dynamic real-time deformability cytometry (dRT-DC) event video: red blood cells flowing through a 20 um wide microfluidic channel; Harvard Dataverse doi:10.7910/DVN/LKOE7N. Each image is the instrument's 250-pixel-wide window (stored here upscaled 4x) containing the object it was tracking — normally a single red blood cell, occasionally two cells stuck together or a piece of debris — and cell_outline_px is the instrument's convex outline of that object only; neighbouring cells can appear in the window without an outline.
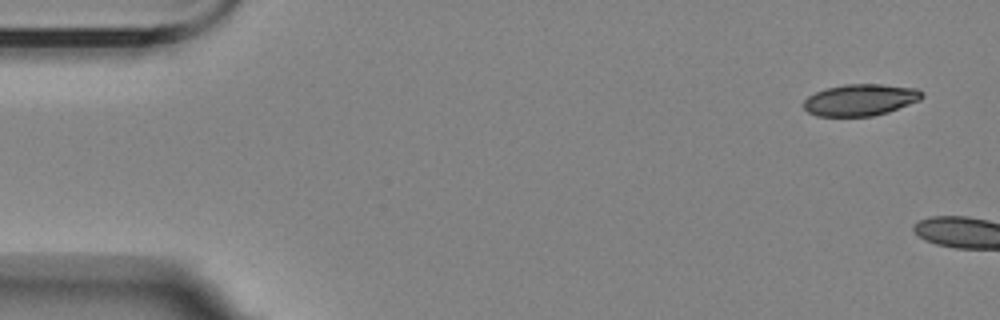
{"species": "Egyptian fruit bat (a non-hibernating species)", "species_latin": "Rousettus aegyptiacus", "temperature_condition": "room temperature", "stored_images_in_passage": 3, "camera_frame_rate_fps": 3000, "um_per_image_px": 0.085, "animal": {"sex": "female"}, "frame": {"image": 1, "passage_image": 1, "time_ms": 0.0, "image_size_px": [1000, 320], "cell_outline_px": [[924, 96], [920, 100], [888, 112], [872, 116], [816, 116], [808, 112], [804, 108], [804, 100], [808, 96], [824, 88], [844, 84], [880, 84], [916, 88], [924, 92]], "centroid_in_image_um": [73.13, 8.48], "position_along_channel_um": 11.9, "area_um2": 21.91}}